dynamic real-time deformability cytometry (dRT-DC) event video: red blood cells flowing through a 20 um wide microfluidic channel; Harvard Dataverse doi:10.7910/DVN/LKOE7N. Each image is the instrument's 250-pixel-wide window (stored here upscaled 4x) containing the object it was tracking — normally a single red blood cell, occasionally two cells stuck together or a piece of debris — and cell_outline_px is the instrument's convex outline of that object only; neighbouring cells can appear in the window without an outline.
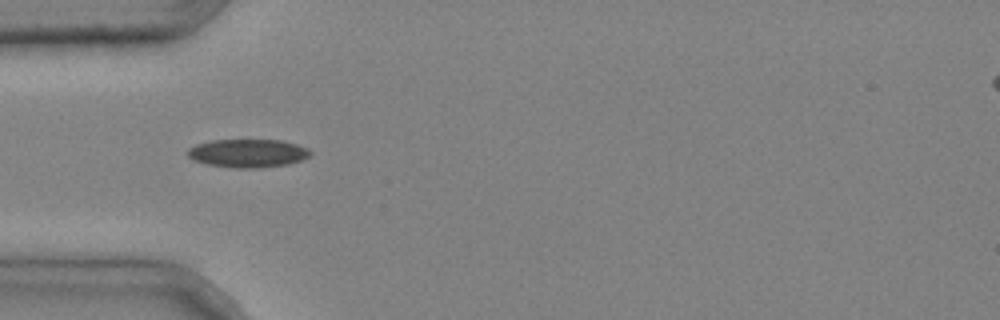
{"species": "common noctule bat (a hibernating species)", "species_latin": "Nyctalus noctula", "temperature_condition": "cold", "stored_images_in_passage": 4, "camera_frame_rate_fps": 3000, "um_per_image_px": 0.085, "animal": {"sex": "male", "body_mass_g": 20.4}, "frame": {"image": 1, "passage_image": 3, "time_ms": 0.667, "image_size_px": [1000, 320], "cell_outline_px": [[312, 152], [304, 160], [288, 164], [256, 168], [236, 168], [208, 164], [192, 160], [188, 156], [188, 148], [196, 144], [212, 140], [280, 140], [296, 144], [308, 148]], "centroid_in_image_um": [21.07, 13.02], "position_along_channel_um": 63.9, "area_um2": 20.23}}